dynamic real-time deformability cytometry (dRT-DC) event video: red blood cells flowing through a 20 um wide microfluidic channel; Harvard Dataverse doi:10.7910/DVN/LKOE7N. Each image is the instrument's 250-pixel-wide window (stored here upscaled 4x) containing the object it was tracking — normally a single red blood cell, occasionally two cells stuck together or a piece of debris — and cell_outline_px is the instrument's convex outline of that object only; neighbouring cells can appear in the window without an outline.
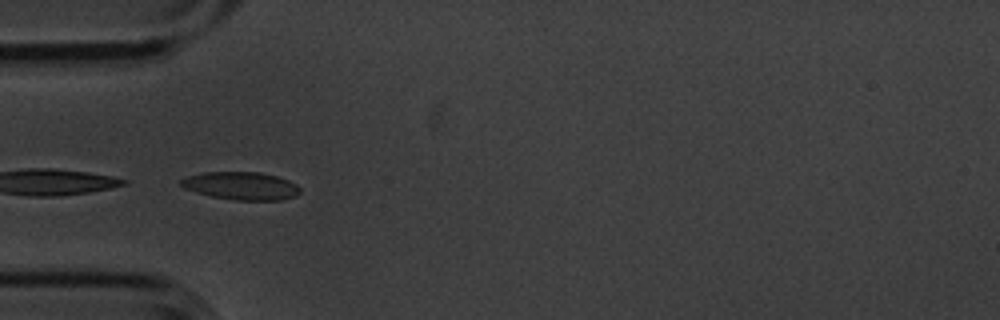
{"species": "common noctule bat (a hibernating species)", "species_latin": "Nyctalus noctula", "temperature_condition": "cold", "stored_images_in_passage": 7, "camera_frame_rate_fps": 3000, "um_per_image_px": 0.085, "animal": {"sex": "male", "body_mass_g": 20.1, "forearm_length_mm": 53.5}, "frame": {"image": 1, "passage_image": 4, "time_ms": 1.0, "image_size_px": [1000, 320], "cell_outline_px": [[300, 192], [296, 196], [280, 200], [236, 200], [212, 196], [196, 192], [184, 188], [180, 184], [180, 180], [188, 176], [204, 172], [260, 172], [276, 176], [288, 180], [296, 184], [300, 188]], "centroid_in_image_um": [20.51, 15.79], "position_along_channel_um": 64.5, "area_um2": 19.25}}
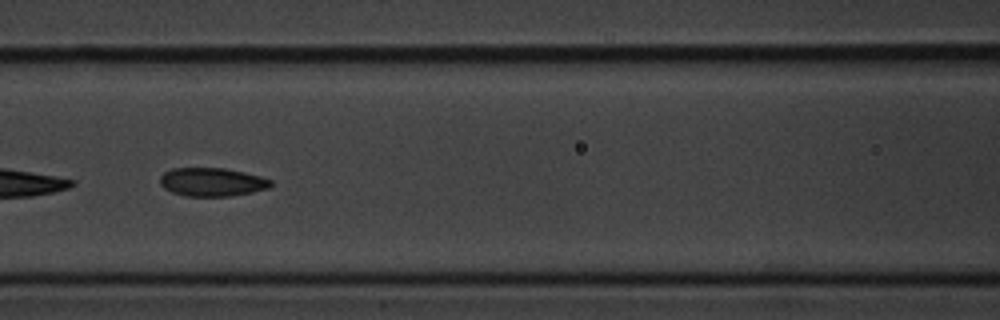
{"frame": {"image": 2, "passage_image": 6, "time_ms": 1.667, "image_size_px": [1000, 320], "cell_outline_px": [[272, 184], [268, 188], [252, 192], [232, 196], [184, 196], [172, 192], [164, 188], [160, 184], [160, 176], [164, 172], [172, 168], [224, 168], [244, 172], [260, 176], [272, 180]], "centroid_in_image_um": [18.01, 15.47], "position_along_channel_um": 148.6, "area_um2": 18.44}}
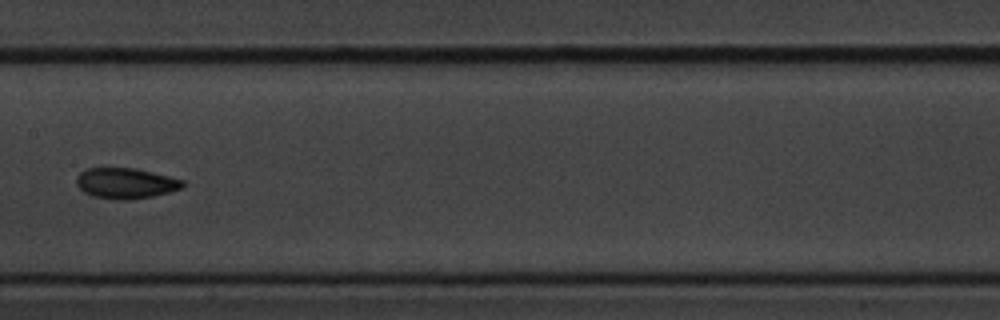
{"frame": {"image": 3, "passage_image": 7, "time_ms": 2.0, "image_size_px": [1000, 320], "cell_outline_px": [[184, 188], [152, 196], [128, 200], [116, 200], [92, 196], [84, 192], [76, 184], [76, 176], [84, 168], [136, 168], [184, 180]], "centroid_in_image_um": [10.66, 15.57], "position_along_channel_um": 196.7, "area_um2": 19.07}}